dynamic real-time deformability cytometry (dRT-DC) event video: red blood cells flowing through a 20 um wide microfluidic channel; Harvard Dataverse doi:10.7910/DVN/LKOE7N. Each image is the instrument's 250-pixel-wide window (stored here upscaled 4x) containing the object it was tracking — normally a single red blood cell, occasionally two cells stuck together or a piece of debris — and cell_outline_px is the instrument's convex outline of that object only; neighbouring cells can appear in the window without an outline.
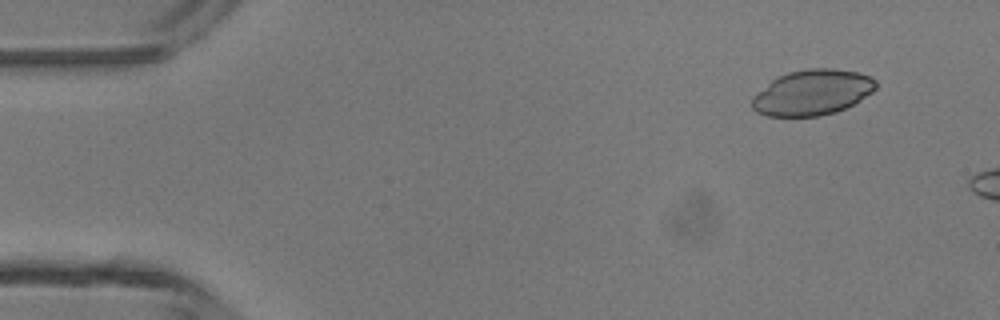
{"species": "common noctule bat (a hibernating species)", "species_latin": "Nyctalus noctula", "temperature_condition": "room temperature", "stored_images_in_passage": 2, "camera_frame_rate_fps": 3000, "um_per_image_px": 0.085, "animal": {"sex": "male", "body_mass_g": 13.3}, "frame": {"image": 1, "passage_image": 1, "time_ms": 0.0, "image_size_px": [1000, 320], "cell_outline_px": [[876, 88], [872, 92], [860, 100], [836, 112], [820, 116], [768, 116], [756, 112], [752, 108], [752, 96], [772, 80], [788, 72], [808, 68], [832, 68], [856, 72], [868, 76], [876, 80]], "centroid_in_image_um": [69.03, 7.86], "position_along_channel_um": 16.0, "area_um2": 32.66}}